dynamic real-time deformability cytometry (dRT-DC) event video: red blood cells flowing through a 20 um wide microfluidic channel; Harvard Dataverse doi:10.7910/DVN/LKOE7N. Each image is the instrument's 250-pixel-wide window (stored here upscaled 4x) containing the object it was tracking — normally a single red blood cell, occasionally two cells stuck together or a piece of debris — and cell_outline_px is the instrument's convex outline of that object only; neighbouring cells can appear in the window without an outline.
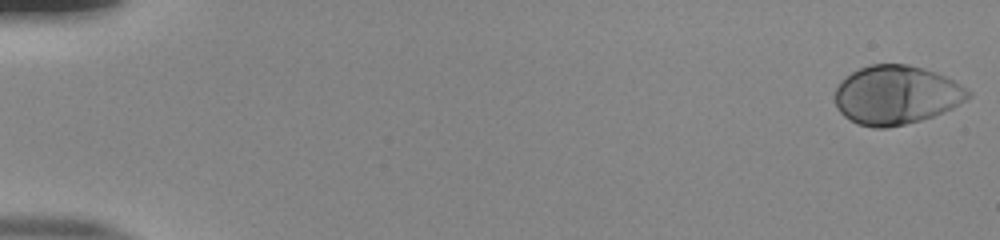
{"species": "human", "species_latin": "Homo sapiens", "temperature_condition": "room temperature", "stored_images_in_passage": 54, "camera_frame_rate_fps": 3000, "um_per_image_px": 0.085, "donor": {"sex": "male"}, "frame": {"image": 1, "passage_image": 1, "time_ms": 0.0, "image_size_px": [1000, 240], "cell_outline_px": [[972, 96], [952, 108], [944, 112], [920, 120], [888, 128], [872, 128], [856, 124], [844, 116], [836, 108], [836, 88], [840, 80], [852, 72], [860, 68], [872, 64], [908, 64], [924, 68], [936, 72], [960, 84], [972, 92]], "centroid_in_image_um": [76.17, 8.08], "position_along_channel_um": 8.8, "area_um2": 45.84}}
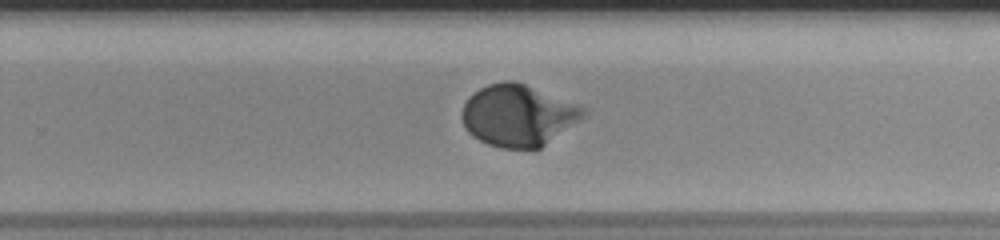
{"frame": {"image": 2, "passage_image": 36, "time_ms": 11.667, "image_size_px": [1000, 240], "cell_outline_px": [[588, 116], [540, 148], [500, 148], [488, 144], [472, 136], [464, 128], [460, 116], [460, 112], [468, 96], [480, 88], [488, 84], [504, 80], [516, 80], [580, 104], [588, 112]], "centroid_in_image_um": [44.06, 9.79], "position_along_channel_um": 285.7, "area_um2": 44.39}}
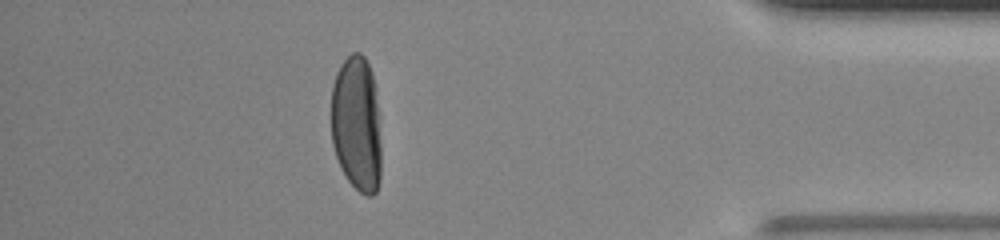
{"frame": {"image": 3, "passage_image": 48, "time_ms": 15.667, "image_size_px": [1000, 240], "cell_outline_px": [[380, 180], [376, 192], [372, 196], [368, 196], [360, 192], [348, 180], [340, 168], [332, 144], [332, 84], [336, 72], [340, 64], [352, 52], [360, 52], [364, 56], [368, 64], [372, 76], [376, 104], [380, 144]], "centroid_in_image_um": [30.29, 10.55], "position_along_channel_um": 404.9, "area_um2": 39.3}, "authors_computed_cell_mechanics": {"area_um2": 42.3385, "velocity_mm_per_s": 3.8577, "shape_relaxation_time_tau1_ms": 3.599, "shape_relaxation_time_tau2_ms": null, "deformation_change_tau1": 0.2297, "deformation_change_tau2": null}}